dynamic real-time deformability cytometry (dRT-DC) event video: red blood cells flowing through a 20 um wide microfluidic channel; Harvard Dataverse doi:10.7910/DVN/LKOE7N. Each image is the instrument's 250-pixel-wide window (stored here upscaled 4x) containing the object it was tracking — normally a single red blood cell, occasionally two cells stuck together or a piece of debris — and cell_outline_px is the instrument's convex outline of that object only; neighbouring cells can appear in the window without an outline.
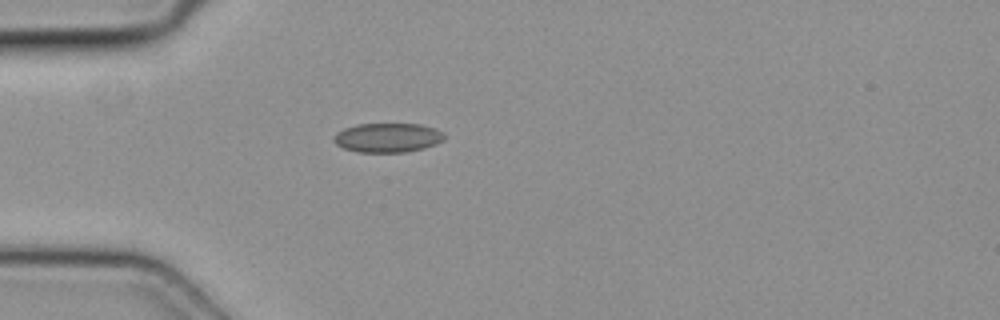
{"species": "common noctule bat (a hibernating species)", "species_latin": "Nyctalus noctula", "temperature_condition": "cold", "stored_images_in_passage": 5, "camera_frame_rate_fps": 3000, "um_per_image_px": 0.085, "animal": {"sex": "female", "body_mass_g": 19.3, "forearm_length_mm": 54.1}, "frame": {"image": 1, "passage_image": 5, "time_ms": 1.333, "image_size_px": [1000, 320], "cell_outline_px": [[444, 140], [436, 144], [424, 148], [404, 152], [356, 152], [344, 148], [336, 144], [332, 140], [336, 132], [344, 128], [356, 124], [420, 124], [432, 128], [440, 132], [444, 136]], "centroid_in_image_um": [32.9, 11.7], "position_along_channel_um": 52.1, "area_um2": 18.79}}